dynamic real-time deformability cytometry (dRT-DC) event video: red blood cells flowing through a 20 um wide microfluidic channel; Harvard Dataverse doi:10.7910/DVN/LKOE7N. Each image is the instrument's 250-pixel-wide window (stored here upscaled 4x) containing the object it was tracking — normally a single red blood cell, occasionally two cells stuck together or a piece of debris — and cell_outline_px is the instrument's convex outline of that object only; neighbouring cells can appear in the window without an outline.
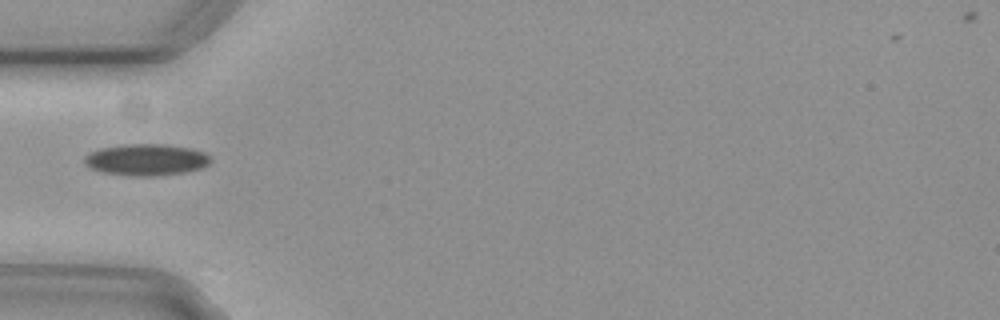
{"species": "common noctule bat (a hibernating species)", "species_latin": "Nyctalus noctula", "temperature_condition": "cold", "stored_images_in_passage": 38, "camera_frame_rate_fps": 3000, "um_per_image_px": 0.085, "animal": {"sex": "female", "body_mass_g": 29.2, "forearm_length_mm": 56.3}, "frame": {"image": 1, "passage_image": 1, "time_ms": 0.0, "image_size_px": [1000, 320], "cell_outline_px": [[212, 160], [208, 164], [200, 168], [184, 172], [156, 176], [132, 176], [104, 172], [88, 168], [84, 164], [84, 156], [88, 152], [100, 148], [124, 144], [164, 144], [188, 148], [204, 152]], "centroid_in_image_um": [12.37, 13.57], "position_along_channel_um": 72.6, "area_um2": 23.24}}
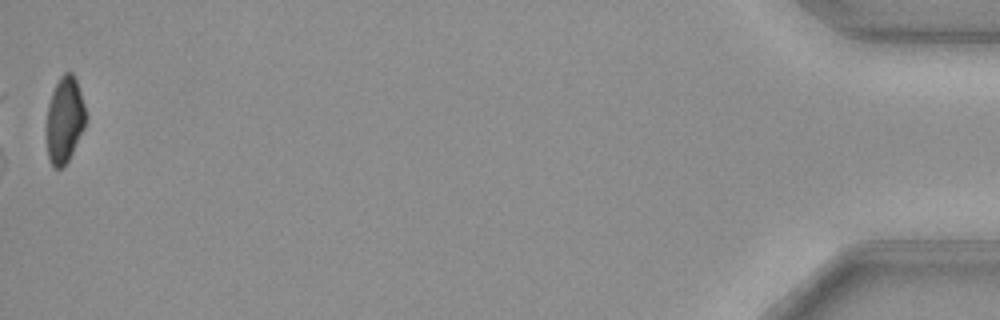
{"frame": {"image": 2, "passage_image": 38, "time_ms": 12.333, "image_size_px": [1000, 320], "cell_outline_px": [[84, 128], [68, 160], [60, 168], [52, 168], [48, 156], [48, 104], [52, 92], [60, 76], [64, 72], [72, 72], [76, 80], [84, 104]], "centroid_in_image_um": [5.49, 10.16], "position_along_channel_um": 429.7, "area_um2": 19.02}}